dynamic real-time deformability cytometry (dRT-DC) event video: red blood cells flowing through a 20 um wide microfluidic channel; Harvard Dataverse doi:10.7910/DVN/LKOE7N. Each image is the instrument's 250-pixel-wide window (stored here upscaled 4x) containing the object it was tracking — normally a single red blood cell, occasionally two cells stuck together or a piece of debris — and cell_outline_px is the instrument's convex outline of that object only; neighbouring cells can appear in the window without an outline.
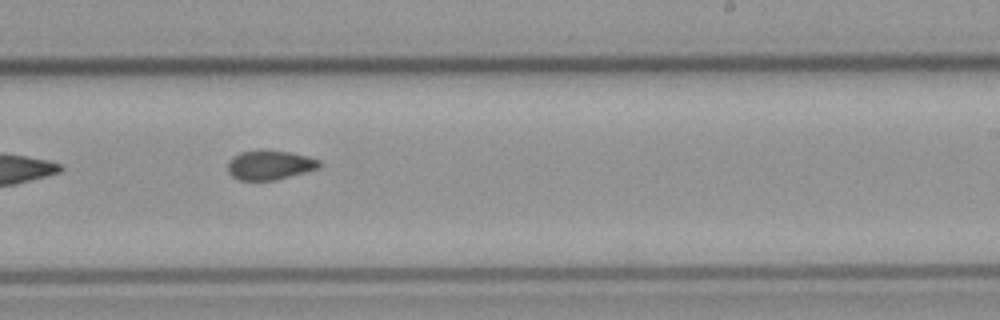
{"species": "common noctule bat (a hibernating species)", "species_latin": "Nyctalus noctula", "temperature_condition": "cold", "stored_images_in_passage": 9, "camera_frame_rate_fps": 3000, "um_per_image_px": 0.085, "animal": {"sex": "male", "body_mass_g": 23.1, "forearm_length_mm": 52.7}, "frame": {"image": 1, "passage_image": 8, "time_ms": 9.333, "image_size_px": [1000, 320], "cell_outline_px": [[324, 164], [320, 168], [276, 180], [240, 180], [232, 176], [228, 172], [228, 160], [240, 152], [260, 148], [292, 152], [308, 156], [320, 160]], "centroid_in_image_um": [22.96, 14.0], "position_along_channel_um": 266.0, "area_um2": 16.18}}